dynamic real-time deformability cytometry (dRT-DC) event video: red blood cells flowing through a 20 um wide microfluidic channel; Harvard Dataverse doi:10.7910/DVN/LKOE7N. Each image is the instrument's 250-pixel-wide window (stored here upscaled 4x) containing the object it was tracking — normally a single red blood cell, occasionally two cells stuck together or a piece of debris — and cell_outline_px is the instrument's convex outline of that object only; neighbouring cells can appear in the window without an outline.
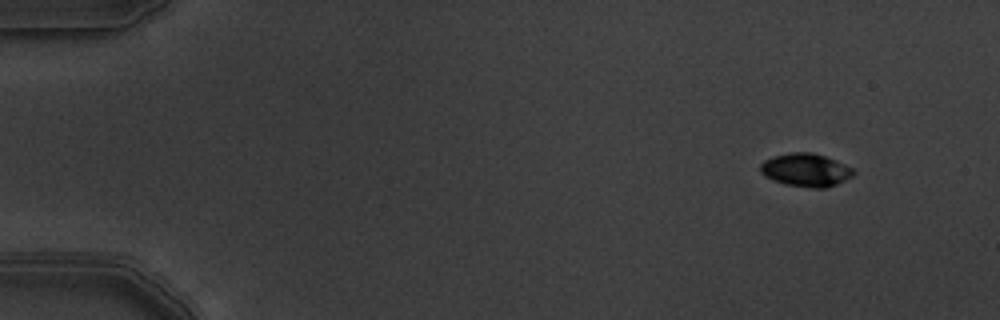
{"species": "common noctule bat (a hibernating species)", "species_latin": "Nyctalus noctula", "temperature_condition": "warm", "stored_images_in_passage": 6, "camera_frame_rate_fps": 3000, "um_per_image_px": 0.085, "animal": {"sex": "male", "body_mass_g": 19.5, "forearm_length_mm": 54.6}, "frame": {"image": 1, "passage_image": 1, "time_ms": 0.0, "image_size_px": [1000, 320], "cell_outline_px": [[856, 172], [852, 176], [836, 184], [824, 188], [812, 188], [784, 184], [772, 180], [764, 176], [760, 172], [760, 164], [764, 160], [772, 156], [792, 152], [812, 152], [836, 160], [852, 168]], "centroid_in_image_um": [68.46, 14.45], "position_along_channel_um": 16.5, "area_um2": 18.03}}
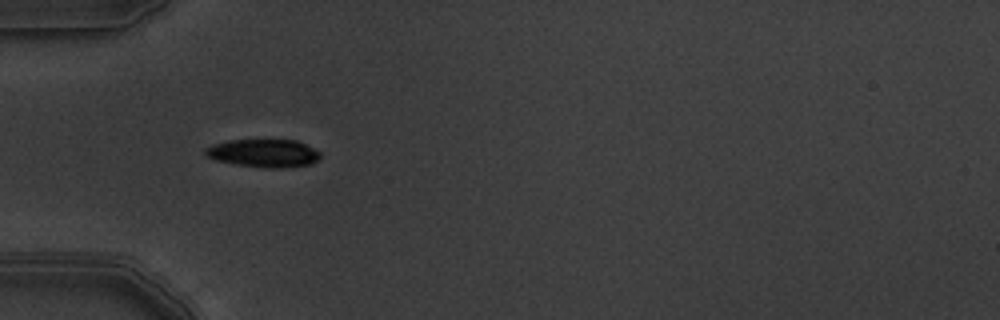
{"frame": {"image": 2, "passage_image": 5, "time_ms": 1.333, "image_size_px": [1000, 320], "cell_outline_px": [[320, 156], [312, 164], [284, 168], [268, 168], [236, 164], [216, 160], [208, 156], [204, 152], [204, 148], [212, 144], [228, 140], [296, 140], [320, 152]], "centroid_in_image_um": [22.39, 13.02], "position_along_channel_um": 62.6, "area_um2": 18.67}}